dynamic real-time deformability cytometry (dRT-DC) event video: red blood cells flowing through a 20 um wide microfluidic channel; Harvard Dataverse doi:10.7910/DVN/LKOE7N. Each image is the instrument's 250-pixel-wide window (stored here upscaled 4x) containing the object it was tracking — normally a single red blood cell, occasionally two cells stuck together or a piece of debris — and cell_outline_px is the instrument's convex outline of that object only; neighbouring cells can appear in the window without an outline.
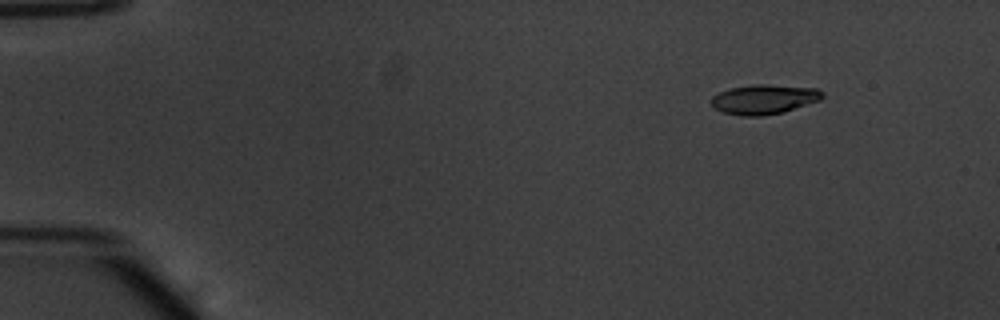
{"species": "common noctule bat (a hibernating species)", "species_latin": "Nyctalus noctula", "temperature_condition": "warm", "stored_images_in_passage": 7, "camera_frame_rate_fps": 3000, "um_per_image_px": 0.085, "animal": {"sex": "male", "body_mass_g": 20.1, "forearm_length_mm": 53.5}, "frame": {"image": 1, "passage_image": 1, "time_ms": 0.0, "image_size_px": [1000, 320], "cell_outline_px": [[824, 96], [820, 100], [784, 112], [764, 116], [744, 116], [724, 112], [716, 108], [712, 104], [712, 96], [720, 92], [732, 88], [756, 84], [764, 84], [816, 88], [824, 92]], "centroid_in_image_um": [64.99, 8.44], "position_along_channel_um": 20.0, "area_um2": 19.02}}